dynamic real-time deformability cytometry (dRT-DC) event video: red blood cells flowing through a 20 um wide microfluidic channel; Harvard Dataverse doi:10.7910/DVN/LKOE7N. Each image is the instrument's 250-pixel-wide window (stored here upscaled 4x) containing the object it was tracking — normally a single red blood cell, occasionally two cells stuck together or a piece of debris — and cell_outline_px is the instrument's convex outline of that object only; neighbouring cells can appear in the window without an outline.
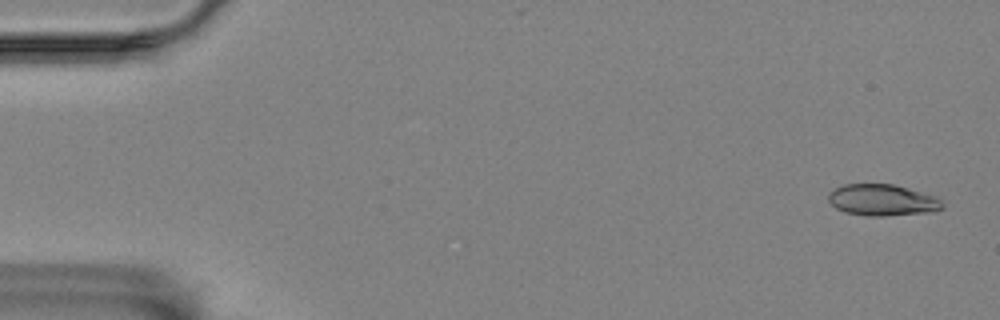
{"species": "Egyptian fruit bat (a non-hibernating species)", "species_latin": "Rousettus aegyptiacus", "temperature_condition": "room temperature", "stored_images_in_passage": 58, "camera_frame_rate_fps": 3000, "um_per_image_px": 0.085, "animal": {"sex": "female"}, "frame": {"image": 1, "passage_image": 2, "time_ms": 0.333, "image_size_px": [1000, 320], "cell_outline_px": [[944, 208], [932, 212], [884, 216], [864, 216], [844, 212], [836, 208], [828, 200], [828, 192], [844, 184], [892, 184], [940, 196], [944, 204]], "centroid_in_image_um": [75.05, 17.01], "position_along_channel_um": 9.9, "area_um2": 21.27}}
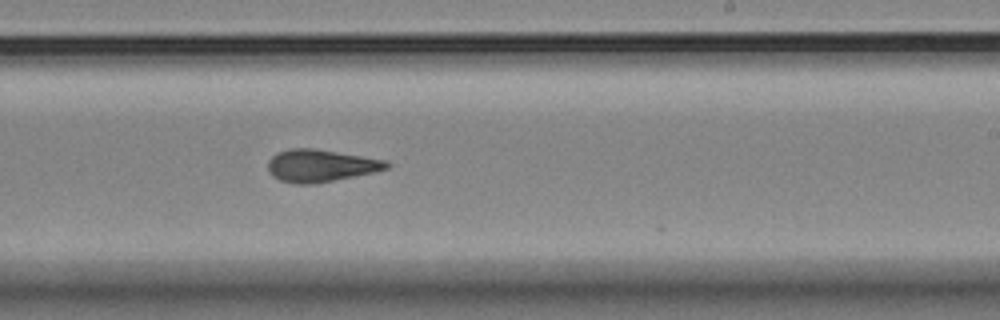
{"frame": {"image": 2, "passage_image": 35, "time_ms": 11.333, "image_size_px": [1000, 320], "cell_outline_px": [[392, 164], [388, 168], [376, 172], [316, 184], [292, 184], [280, 180], [272, 176], [268, 172], [268, 160], [272, 156], [280, 152], [292, 148], [316, 148], [388, 160]], "centroid_in_image_um": [27.29, 14.09], "position_along_channel_um": 261.7, "area_um2": 22.77}}
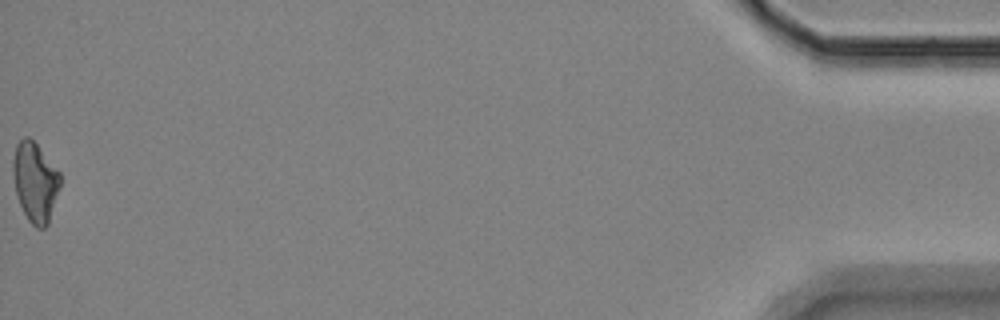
{"frame": {"image": 3, "passage_image": 58, "time_ms": 19.0, "image_size_px": [1000, 320], "cell_outline_px": [[60, 188], [48, 224], [44, 228], [36, 228], [28, 220], [20, 204], [16, 192], [12, 176], [12, 160], [16, 144], [24, 136], [28, 136], [36, 144], [60, 172]], "centroid_in_image_um": [2.98, 15.47], "position_along_channel_um": 432.2, "area_um2": 21.91}, "authors_computed_cell_mechanics": {"area_um2": 21.7039, "velocity_mm_per_s": 3.4605, "shape_relaxation_time_tau1_ms": 9.3398, "shape_relaxation_time_tau2_ms": 2.9417, "deformation_change_tau1": 0.1935, "deformation_change_tau2": 0.0975}}